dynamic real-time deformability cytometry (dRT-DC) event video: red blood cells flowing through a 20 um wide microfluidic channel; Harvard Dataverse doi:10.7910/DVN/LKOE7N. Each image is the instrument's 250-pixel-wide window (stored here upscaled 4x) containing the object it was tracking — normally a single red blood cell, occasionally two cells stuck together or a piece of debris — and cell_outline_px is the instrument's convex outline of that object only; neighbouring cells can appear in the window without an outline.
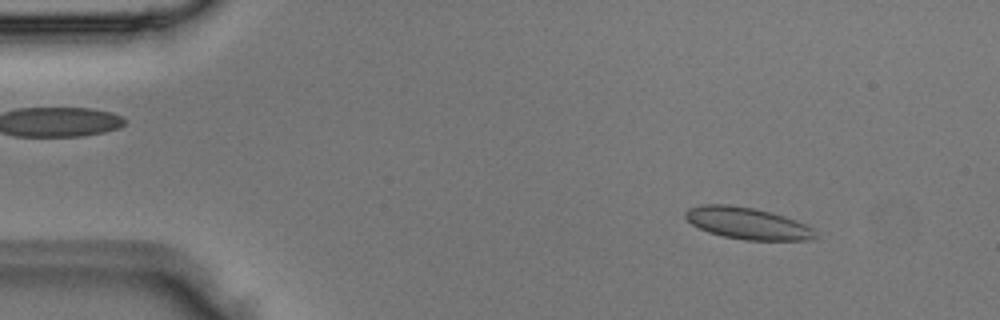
{"species": "Egyptian fruit bat (a non-hibernating species)", "species_latin": "Rousettus aegyptiacus", "temperature_condition": "room temperature", "stored_images_in_passage": 2, "camera_frame_rate_fps": 3000, "um_per_image_px": 0.085, "animal": {"sex": "male"}, "frame": {"image": 1, "passage_image": 1, "time_ms": 0.0, "image_size_px": [1000, 320], "cell_outline_px": [[816, 236], [812, 240], [744, 240], [724, 236], [708, 232], [692, 224], [684, 216], [684, 212], [688, 208], [704, 204], [728, 204], [756, 208], [772, 212], [784, 216], [804, 224], [812, 228]], "centroid_in_image_um": [63.5, 18.97], "position_along_channel_um": 21.5, "area_um2": 23.99}}